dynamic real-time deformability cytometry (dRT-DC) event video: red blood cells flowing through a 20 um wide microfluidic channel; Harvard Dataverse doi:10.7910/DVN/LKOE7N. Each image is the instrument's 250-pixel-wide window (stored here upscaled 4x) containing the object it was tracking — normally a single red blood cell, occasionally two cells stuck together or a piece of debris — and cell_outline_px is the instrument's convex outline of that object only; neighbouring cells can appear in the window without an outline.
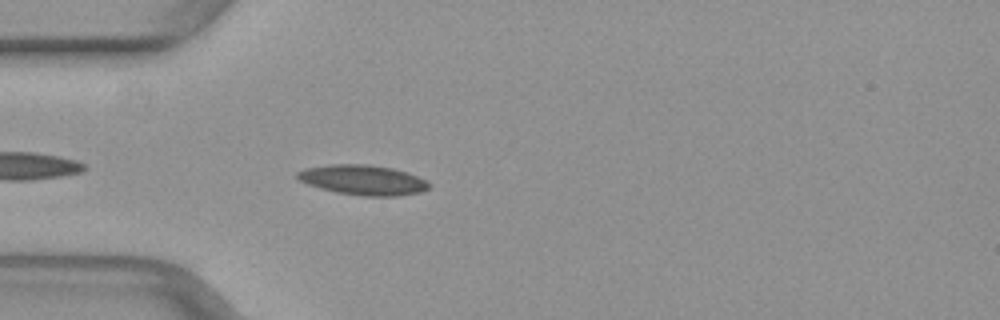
{"species": "common noctule bat (a hibernating species)", "species_latin": "Nyctalus noctula", "temperature_condition": "warm", "stored_images_in_passage": 38, "camera_frame_rate_fps": 3000, "um_per_image_px": 0.085, "animal": {"sex": "female", "body_mass_g": 29.2, "forearm_length_mm": 56.3}, "frame": {"image": 1, "passage_image": 3, "time_ms": 0.667, "image_size_px": [1000, 320], "cell_outline_px": [[428, 188], [420, 192], [400, 196], [360, 196], [336, 192], [320, 188], [308, 184], [300, 180], [296, 176], [296, 172], [304, 168], [328, 164], [368, 164], [392, 168], [408, 172], [428, 180]], "centroid_in_image_um": [30.85, 15.29], "position_along_channel_um": 54.2, "area_um2": 23.18}}
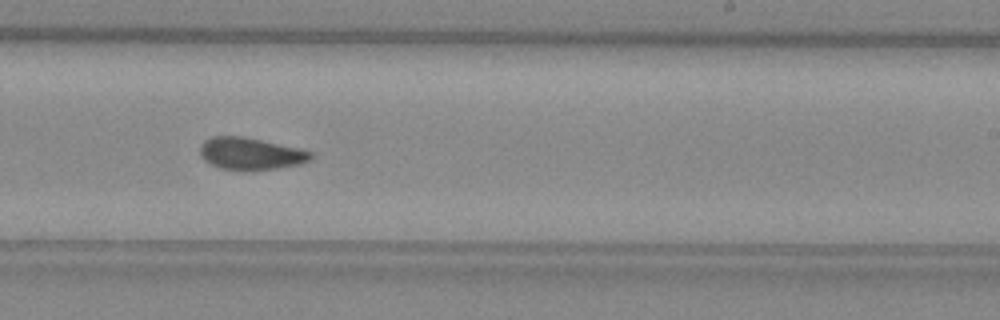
{"frame": {"image": 2, "passage_image": 19, "time_ms": 6.0, "image_size_px": [1000, 320], "cell_outline_px": [[312, 160], [300, 164], [252, 172], [236, 172], [220, 168], [204, 160], [200, 156], [200, 144], [204, 140], [212, 136], [244, 136], [300, 148], [312, 152]], "centroid_in_image_um": [21.29, 13.08], "position_along_channel_um": 267.7, "area_um2": 21.39}}
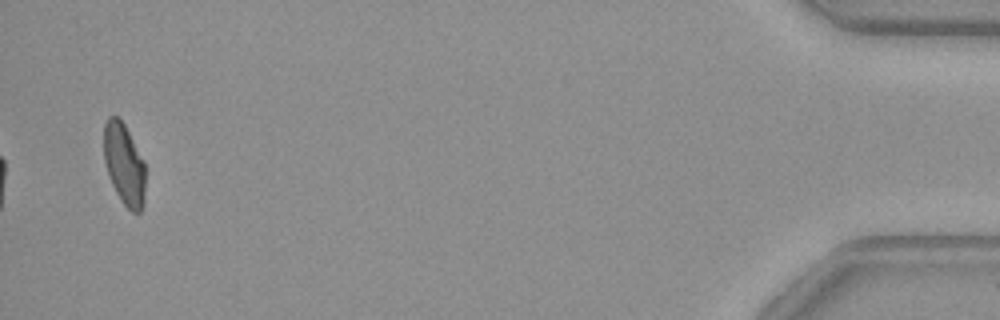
{"frame": {"image": 3, "passage_image": 37, "time_ms": 12.0, "image_size_px": [1000, 320], "cell_outline_px": [[144, 204], [140, 212], [132, 212], [120, 200], [108, 176], [104, 160], [104, 124], [108, 116], [116, 116], [124, 124], [144, 160]], "centroid_in_image_um": [10.54, 13.96], "position_along_channel_um": 424.7, "area_um2": 19.65}}